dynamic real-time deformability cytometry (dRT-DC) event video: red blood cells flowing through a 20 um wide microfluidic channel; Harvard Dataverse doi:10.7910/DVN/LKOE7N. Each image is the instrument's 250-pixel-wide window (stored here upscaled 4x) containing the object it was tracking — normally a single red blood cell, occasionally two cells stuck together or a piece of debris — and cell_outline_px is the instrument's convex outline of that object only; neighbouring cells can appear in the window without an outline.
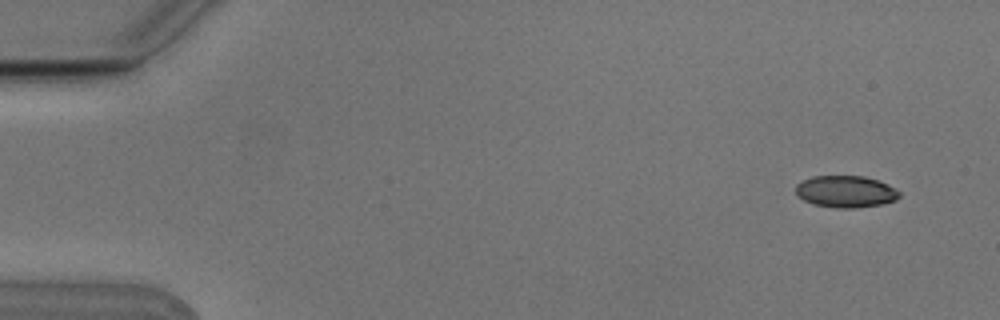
{"species": "Egyptian fruit bat (a non-hibernating species)", "species_latin": "Rousettus aegyptiacus", "temperature_condition": "cold", "stored_images_in_passage": 5, "camera_frame_rate_fps": 3000, "um_per_image_px": 0.085, "animal": {"sex": "male"}, "frame": {"image": 1, "passage_image": 1, "time_ms": 0.0, "image_size_px": [1000, 320], "cell_outline_px": [[900, 196], [896, 200], [884, 204], [856, 208], [840, 208], [816, 204], [804, 200], [796, 192], [796, 184], [812, 176], [864, 176], [888, 184], [900, 192]], "centroid_in_image_um": [71.93, 16.28], "position_along_channel_um": 13.1, "area_um2": 19.07}}